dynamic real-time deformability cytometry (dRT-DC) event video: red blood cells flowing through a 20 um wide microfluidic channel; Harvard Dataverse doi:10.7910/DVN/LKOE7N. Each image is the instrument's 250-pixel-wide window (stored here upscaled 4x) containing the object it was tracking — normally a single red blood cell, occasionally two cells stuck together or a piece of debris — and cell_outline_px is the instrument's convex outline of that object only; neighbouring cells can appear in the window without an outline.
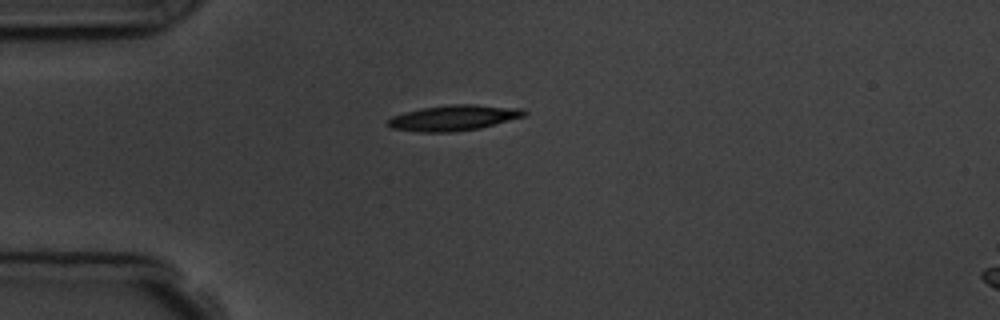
{"species": "common noctule bat (a hibernating species)", "species_latin": "Nyctalus noctula", "temperature_condition": "room temperature", "stored_images_in_passage": 4, "camera_frame_rate_fps": 3000, "um_per_image_px": 0.085, "animal": {"sex": "male", "body_mass_g": 19.5, "forearm_length_mm": 54.6}, "frame": {"image": 1, "passage_image": 1, "time_ms": 0.0, "image_size_px": [1000, 320], "cell_outline_px": [[528, 112], [524, 116], [480, 128], [448, 132], [420, 132], [392, 128], [388, 124], [388, 120], [392, 116], [404, 112], [420, 108], [452, 104], [476, 104], [524, 108]], "centroid_in_image_um": [38.59, 10.0], "position_along_channel_um": 46.4, "area_um2": 20.29}}